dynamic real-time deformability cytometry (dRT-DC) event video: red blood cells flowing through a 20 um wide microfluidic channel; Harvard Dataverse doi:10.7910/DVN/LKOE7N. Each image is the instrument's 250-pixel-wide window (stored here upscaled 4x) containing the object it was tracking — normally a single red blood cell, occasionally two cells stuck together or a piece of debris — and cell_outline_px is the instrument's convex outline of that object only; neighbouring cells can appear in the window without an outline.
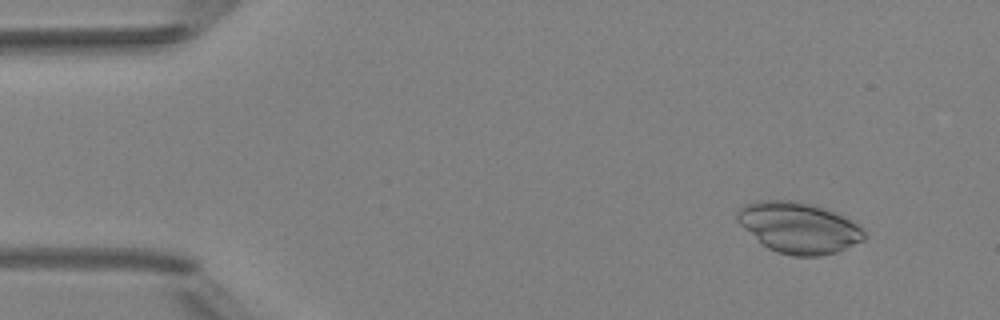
{"species": "Egyptian fruit bat (a non-hibernating species)", "species_latin": "Rousettus aegyptiacus", "temperature_condition": "room temperature", "stored_images_in_passage": 4, "camera_frame_rate_fps": 3000, "um_per_image_px": 0.085, "animal": {"sex": "female"}, "frame": {"image": 1, "passage_image": 2, "time_ms": 1.0, "image_size_px": [1000, 320], "cell_outline_px": [[864, 240], [836, 252], [820, 256], [792, 256], [776, 252], [768, 248], [744, 228], [736, 220], [736, 212], [744, 204], [760, 200], [796, 200], [824, 208], [844, 216], [852, 220], [864, 232]], "centroid_in_image_um": [67.87, 19.34], "position_along_channel_um": 17.1, "area_um2": 37.45}}